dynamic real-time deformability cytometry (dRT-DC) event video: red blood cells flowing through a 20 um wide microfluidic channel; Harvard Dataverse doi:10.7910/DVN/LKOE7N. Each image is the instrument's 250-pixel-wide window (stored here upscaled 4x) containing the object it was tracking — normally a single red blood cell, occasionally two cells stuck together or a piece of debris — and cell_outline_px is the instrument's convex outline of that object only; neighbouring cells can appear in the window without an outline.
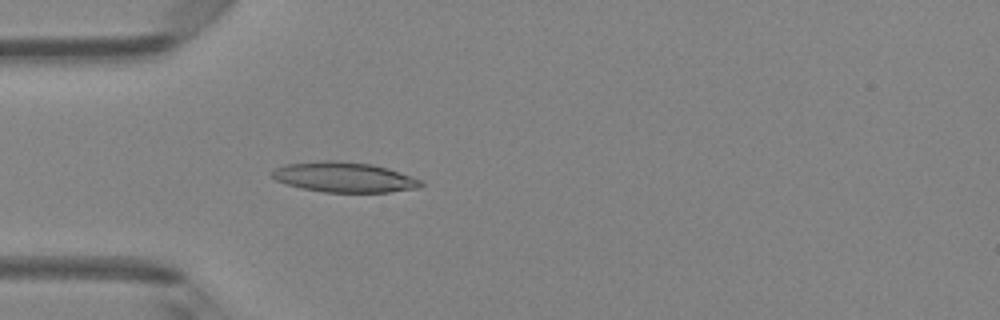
{"species": "Egyptian fruit bat (a non-hibernating species)", "species_latin": "Rousettus aegyptiacus", "temperature_condition": "room temperature", "stored_images_in_passage": 47, "camera_frame_rate_fps": 3000, "um_per_image_px": 0.085, "animal": {"sex": "female"}, "frame": {"image": 1, "passage_image": 14, "time_ms": 4.333, "image_size_px": [1000, 320], "cell_outline_px": [[424, 184], [420, 188], [388, 192], [324, 192], [300, 188], [276, 180], [272, 176], [272, 172], [276, 168], [284, 164], [324, 160], [336, 160], [372, 164], [388, 168], [420, 180]], "centroid_in_image_um": [29.25, 15.06], "position_along_channel_um": 55.8, "area_um2": 26.07}}
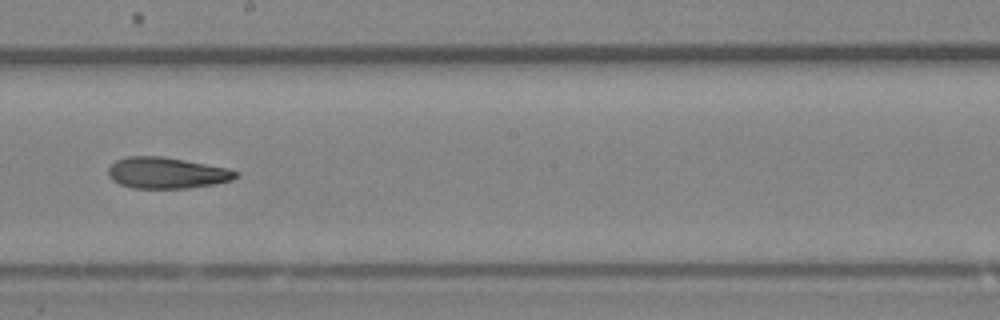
{"frame": {"image": 2, "passage_image": 27, "time_ms": 8.667, "image_size_px": [1000, 320], "cell_outline_px": [[240, 176], [232, 180], [216, 184], [188, 188], [132, 188], [120, 184], [112, 180], [108, 176], [108, 168], [116, 160], [128, 156], [164, 156], [228, 168], [240, 172]], "centroid_in_image_um": [14.2, 14.7], "position_along_channel_um": 234.0, "area_um2": 23.41}}
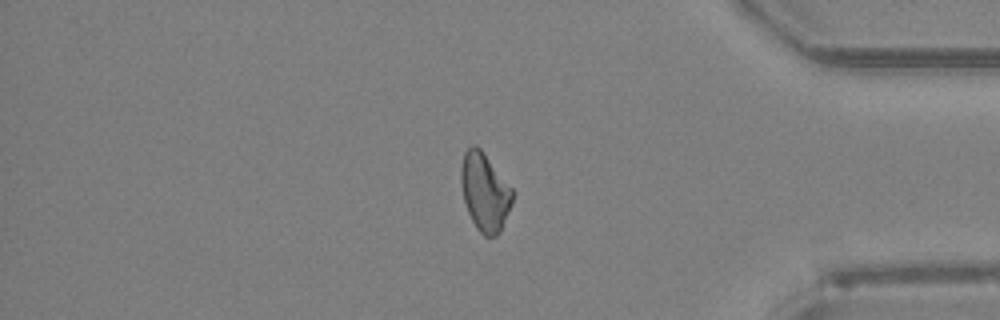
{"frame": {"image": 3, "passage_image": 40, "time_ms": 13.0, "image_size_px": [1000, 320], "cell_outline_px": [[516, 192], [500, 232], [496, 236], [484, 236], [476, 228], [468, 212], [464, 200], [460, 184], [460, 168], [464, 152], [472, 144], [476, 144], [480, 148]], "centroid_in_image_um": [41.2, 16.3], "position_along_channel_um": 394.0, "area_um2": 23.58}, "authors_computed_cell_mechanics": {"area_um2": 23.987, "velocity_mm_per_s": 4.2679, "shape_relaxation_time_tau1_ms": 9.15, "shape_relaxation_time_tau2_ms": 3.2942, "deformation_change_tau1": 0.2175, "deformation_change_tau2": 0.119}}